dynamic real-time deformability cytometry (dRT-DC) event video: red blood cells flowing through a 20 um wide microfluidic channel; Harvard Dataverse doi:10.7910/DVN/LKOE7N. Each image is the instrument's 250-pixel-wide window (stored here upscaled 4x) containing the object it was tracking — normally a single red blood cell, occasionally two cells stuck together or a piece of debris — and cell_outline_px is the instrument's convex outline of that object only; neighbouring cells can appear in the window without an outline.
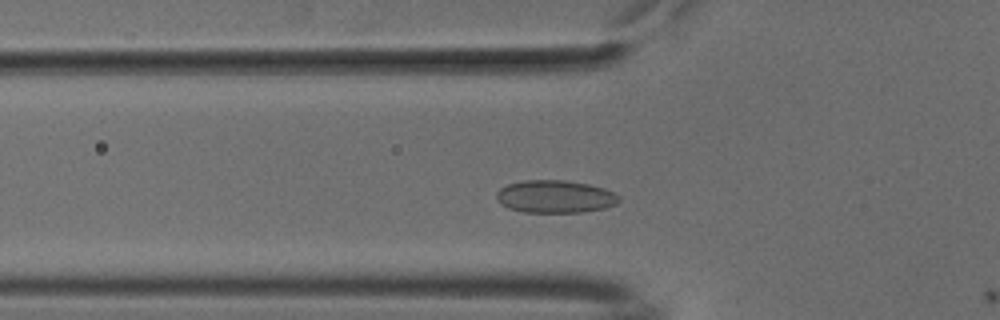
{"species": "common noctule bat (a hibernating species)", "species_latin": "Nyctalus noctula", "temperature_condition": "cold", "stored_images_in_passage": 11, "camera_frame_rate_fps": 3000, "um_per_image_px": 0.085, "animal": {"sex": "male", "body_mass_g": 18.8}, "frame": {"image": 1, "passage_image": 10, "time_ms": 3.0, "image_size_px": [1000, 320], "cell_outline_px": [[620, 200], [616, 204], [604, 208], [580, 212], [524, 212], [508, 208], [500, 204], [496, 196], [496, 192], [500, 188], [508, 184], [524, 180], [564, 180], [588, 184], [604, 188], [620, 196]], "centroid_in_image_um": [47.17, 16.71], "position_along_channel_um": 78.6, "area_um2": 23.29}}